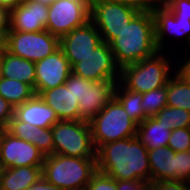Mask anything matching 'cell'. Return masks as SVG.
Returning <instances> with one entry per match:
<instances>
[{
	"label": "cell",
	"mask_w": 190,
	"mask_h": 190,
	"mask_svg": "<svg viewBox=\"0 0 190 190\" xmlns=\"http://www.w3.org/2000/svg\"><path fill=\"white\" fill-rule=\"evenodd\" d=\"M14 117L22 122L41 128H50L59 121L55 111L40 95H34L23 104L14 107Z\"/></svg>",
	"instance_id": "obj_18"
},
{
	"label": "cell",
	"mask_w": 190,
	"mask_h": 190,
	"mask_svg": "<svg viewBox=\"0 0 190 190\" xmlns=\"http://www.w3.org/2000/svg\"><path fill=\"white\" fill-rule=\"evenodd\" d=\"M10 134L35 145L45 156L54 154L52 129L17 120L14 116L5 128Z\"/></svg>",
	"instance_id": "obj_19"
},
{
	"label": "cell",
	"mask_w": 190,
	"mask_h": 190,
	"mask_svg": "<svg viewBox=\"0 0 190 190\" xmlns=\"http://www.w3.org/2000/svg\"><path fill=\"white\" fill-rule=\"evenodd\" d=\"M167 8L174 13L175 17H182L190 20V0L172 1Z\"/></svg>",
	"instance_id": "obj_33"
},
{
	"label": "cell",
	"mask_w": 190,
	"mask_h": 190,
	"mask_svg": "<svg viewBox=\"0 0 190 190\" xmlns=\"http://www.w3.org/2000/svg\"><path fill=\"white\" fill-rule=\"evenodd\" d=\"M34 95V89L26 83L4 77L0 79V96L14 107L23 104Z\"/></svg>",
	"instance_id": "obj_26"
},
{
	"label": "cell",
	"mask_w": 190,
	"mask_h": 190,
	"mask_svg": "<svg viewBox=\"0 0 190 190\" xmlns=\"http://www.w3.org/2000/svg\"><path fill=\"white\" fill-rule=\"evenodd\" d=\"M167 106L190 111V84L176 72L167 82Z\"/></svg>",
	"instance_id": "obj_25"
},
{
	"label": "cell",
	"mask_w": 190,
	"mask_h": 190,
	"mask_svg": "<svg viewBox=\"0 0 190 190\" xmlns=\"http://www.w3.org/2000/svg\"><path fill=\"white\" fill-rule=\"evenodd\" d=\"M26 190H63L53 184H50L43 177H41L35 184Z\"/></svg>",
	"instance_id": "obj_40"
},
{
	"label": "cell",
	"mask_w": 190,
	"mask_h": 190,
	"mask_svg": "<svg viewBox=\"0 0 190 190\" xmlns=\"http://www.w3.org/2000/svg\"><path fill=\"white\" fill-rule=\"evenodd\" d=\"M92 3H78L71 0H56L48 6L46 30L59 38L90 21Z\"/></svg>",
	"instance_id": "obj_9"
},
{
	"label": "cell",
	"mask_w": 190,
	"mask_h": 190,
	"mask_svg": "<svg viewBox=\"0 0 190 190\" xmlns=\"http://www.w3.org/2000/svg\"><path fill=\"white\" fill-rule=\"evenodd\" d=\"M33 1L42 3V4L47 5V6H50V5L53 4L56 0H33Z\"/></svg>",
	"instance_id": "obj_44"
},
{
	"label": "cell",
	"mask_w": 190,
	"mask_h": 190,
	"mask_svg": "<svg viewBox=\"0 0 190 190\" xmlns=\"http://www.w3.org/2000/svg\"><path fill=\"white\" fill-rule=\"evenodd\" d=\"M118 2L124 3L131 6L138 11H151L154 6L148 0H116Z\"/></svg>",
	"instance_id": "obj_37"
},
{
	"label": "cell",
	"mask_w": 190,
	"mask_h": 190,
	"mask_svg": "<svg viewBox=\"0 0 190 190\" xmlns=\"http://www.w3.org/2000/svg\"><path fill=\"white\" fill-rule=\"evenodd\" d=\"M2 77L19 80L35 91V62L13 55L7 50L1 58Z\"/></svg>",
	"instance_id": "obj_22"
},
{
	"label": "cell",
	"mask_w": 190,
	"mask_h": 190,
	"mask_svg": "<svg viewBox=\"0 0 190 190\" xmlns=\"http://www.w3.org/2000/svg\"><path fill=\"white\" fill-rule=\"evenodd\" d=\"M152 13H153L154 24H155V41H156V45L158 49L160 51H165L169 53L171 50V53H173L175 52L176 49H174V47L173 49L172 48L169 49L171 46L170 44L173 41H175L180 47L182 43L180 44L179 41L181 39L182 40L184 39L185 42H187L186 44L187 45L186 47H188L187 52H189L190 51V20L182 18V17H175L174 13L165 6H155L152 9ZM167 41L169 42L167 43Z\"/></svg>",
	"instance_id": "obj_10"
},
{
	"label": "cell",
	"mask_w": 190,
	"mask_h": 190,
	"mask_svg": "<svg viewBox=\"0 0 190 190\" xmlns=\"http://www.w3.org/2000/svg\"><path fill=\"white\" fill-rule=\"evenodd\" d=\"M54 154L96 158L91 127L84 120H59L52 127Z\"/></svg>",
	"instance_id": "obj_6"
},
{
	"label": "cell",
	"mask_w": 190,
	"mask_h": 190,
	"mask_svg": "<svg viewBox=\"0 0 190 190\" xmlns=\"http://www.w3.org/2000/svg\"><path fill=\"white\" fill-rule=\"evenodd\" d=\"M141 106L147 117H153L167 106V85L143 93Z\"/></svg>",
	"instance_id": "obj_28"
},
{
	"label": "cell",
	"mask_w": 190,
	"mask_h": 190,
	"mask_svg": "<svg viewBox=\"0 0 190 190\" xmlns=\"http://www.w3.org/2000/svg\"><path fill=\"white\" fill-rule=\"evenodd\" d=\"M109 46L120 68L157 53L152 10L140 11Z\"/></svg>",
	"instance_id": "obj_2"
},
{
	"label": "cell",
	"mask_w": 190,
	"mask_h": 190,
	"mask_svg": "<svg viewBox=\"0 0 190 190\" xmlns=\"http://www.w3.org/2000/svg\"><path fill=\"white\" fill-rule=\"evenodd\" d=\"M96 163L98 171L115 180L151 182L148 150L136 136L101 145Z\"/></svg>",
	"instance_id": "obj_1"
},
{
	"label": "cell",
	"mask_w": 190,
	"mask_h": 190,
	"mask_svg": "<svg viewBox=\"0 0 190 190\" xmlns=\"http://www.w3.org/2000/svg\"><path fill=\"white\" fill-rule=\"evenodd\" d=\"M154 7L164 6V0H148Z\"/></svg>",
	"instance_id": "obj_43"
},
{
	"label": "cell",
	"mask_w": 190,
	"mask_h": 190,
	"mask_svg": "<svg viewBox=\"0 0 190 190\" xmlns=\"http://www.w3.org/2000/svg\"><path fill=\"white\" fill-rule=\"evenodd\" d=\"M169 54L159 50L151 57L122 67L119 82L126 89L142 94L166 86L176 72L172 63L176 61V54L171 53V57Z\"/></svg>",
	"instance_id": "obj_3"
},
{
	"label": "cell",
	"mask_w": 190,
	"mask_h": 190,
	"mask_svg": "<svg viewBox=\"0 0 190 190\" xmlns=\"http://www.w3.org/2000/svg\"><path fill=\"white\" fill-rule=\"evenodd\" d=\"M139 12L116 0H93L89 16L102 41L110 44Z\"/></svg>",
	"instance_id": "obj_7"
},
{
	"label": "cell",
	"mask_w": 190,
	"mask_h": 190,
	"mask_svg": "<svg viewBox=\"0 0 190 190\" xmlns=\"http://www.w3.org/2000/svg\"><path fill=\"white\" fill-rule=\"evenodd\" d=\"M42 177V166L2 168L0 190H26Z\"/></svg>",
	"instance_id": "obj_21"
},
{
	"label": "cell",
	"mask_w": 190,
	"mask_h": 190,
	"mask_svg": "<svg viewBox=\"0 0 190 190\" xmlns=\"http://www.w3.org/2000/svg\"><path fill=\"white\" fill-rule=\"evenodd\" d=\"M60 47V38L47 30L38 32L8 31L6 49L13 55L37 62Z\"/></svg>",
	"instance_id": "obj_8"
},
{
	"label": "cell",
	"mask_w": 190,
	"mask_h": 190,
	"mask_svg": "<svg viewBox=\"0 0 190 190\" xmlns=\"http://www.w3.org/2000/svg\"><path fill=\"white\" fill-rule=\"evenodd\" d=\"M2 78V68H1V59H0V79Z\"/></svg>",
	"instance_id": "obj_47"
},
{
	"label": "cell",
	"mask_w": 190,
	"mask_h": 190,
	"mask_svg": "<svg viewBox=\"0 0 190 190\" xmlns=\"http://www.w3.org/2000/svg\"><path fill=\"white\" fill-rule=\"evenodd\" d=\"M172 1L175 0H164V6L167 7Z\"/></svg>",
	"instance_id": "obj_46"
},
{
	"label": "cell",
	"mask_w": 190,
	"mask_h": 190,
	"mask_svg": "<svg viewBox=\"0 0 190 190\" xmlns=\"http://www.w3.org/2000/svg\"><path fill=\"white\" fill-rule=\"evenodd\" d=\"M35 73V94L39 95L43 90L64 84L72 73V67L59 47L51 55L35 62Z\"/></svg>",
	"instance_id": "obj_13"
},
{
	"label": "cell",
	"mask_w": 190,
	"mask_h": 190,
	"mask_svg": "<svg viewBox=\"0 0 190 190\" xmlns=\"http://www.w3.org/2000/svg\"><path fill=\"white\" fill-rule=\"evenodd\" d=\"M20 3V0H0V6L7 8L9 11H11Z\"/></svg>",
	"instance_id": "obj_41"
},
{
	"label": "cell",
	"mask_w": 190,
	"mask_h": 190,
	"mask_svg": "<svg viewBox=\"0 0 190 190\" xmlns=\"http://www.w3.org/2000/svg\"><path fill=\"white\" fill-rule=\"evenodd\" d=\"M89 124L96 150L103 144L135 137L138 126L130 119L115 97L106 104Z\"/></svg>",
	"instance_id": "obj_5"
},
{
	"label": "cell",
	"mask_w": 190,
	"mask_h": 190,
	"mask_svg": "<svg viewBox=\"0 0 190 190\" xmlns=\"http://www.w3.org/2000/svg\"><path fill=\"white\" fill-rule=\"evenodd\" d=\"M119 80L84 79L83 103H79V120L90 122L114 97Z\"/></svg>",
	"instance_id": "obj_15"
},
{
	"label": "cell",
	"mask_w": 190,
	"mask_h": 190,
	"mask_svg": "<svg viewBox=\"0 0 190 190\" xmlns=\"http://www.w3.org/2000/svg\"><path fill=\"white\" fill-rule=\"evenodd\" d=\"M190 175V150L176 152V180L186 181Z\"/></svg>",
	"instance_id": "obj_31"
},
{
	"label": "cell",
	"mask_w": 190,
	"mask_h": 190,
	"mask_svg": "<svg viewBox=\"0 0 190 190\" xmlns=\"http://www.w3.org/2000/svg\"><path fill=\"white\" fill-rule=\"evenodd\" d=\"M114 97L123 106L126 113L137 125L143 122L148 117L142 108L143 94L126 89L120 82L115 88Z\"/></svg>",
	"instance_id": "obj_24"
},
{
	"label": "cell",
	"mask_w": 190,
	"mask_h": 190,
	"mask_svg": "<svg viewBox=\"0 0 190 190\" xmlns=\"http://www.w3.org/2000/svg\"><path fill=\"white\" fill-rule=\"evenodd\" d=\"M45 155L32 143L0 129V165L2 168L42 166Z\"/></svg>",
	"instance_id": "obj_12"
},
{
	"label": "cell",
	"mask_w": 190,
	"mask_h": 190,
	"mask_svg": "<svg viewBox=\"0 0 190 190\" xmlns=\"http://www.w3.org/2000/svg\"><path fill=\"white\" fill-rule=\"evenodd\" d=\"M73 94L79 103H83L84 78L73 73Z\"/></svg>",
	"instance_id": "obj_38"
},
{
	"label": "cell",
	"mask_w": 190,
	"mask_h": 190,
	"mask_svg": "<svg viewBox=\"0 0 190 190\" xmlns=\"http://www.w3.org/2000/svg\"><path fill=\"white\" fill-rule=\"evenodd\" d=\"M6 36L7 35H0V59L3 57L6 49Z\"/></svg>",
	"instance_id": "obj_42"
},
{
	"label": "cell",
	"mask_w": 190,
	"mask_h": 190,
	"mask_svg": "<svg viewBox=\"0 0 190 190\" xmlns=\"http://www.w3.org/2000/svg\"><path fill=\"white\" fill-rule=\"evenodd\" d=\"M151 182L138 180H117V190H150Z\"/></svg>",
	"instance_id": "obj_35"
},
{
	"label": "cell",
	"mask_w": 190,
	"mask_h": 190,
	"mask_svg": "<svg viewBox=\"0 0 190 190\" xmlns=\"http://www.w3.org/2000/svg\"><path fill=\"white\" fill-rule=\"evenodd\" d=\"M120 71L121 68L116 64L111 48L105 41L72 67V73L93 82L120 80Z\"/></svg>",
	"instance_id": "obj_11"
},
{
	"label": "cell",
	"mask_w": 190,
	"mask_h": 190,
	"mask_svg": "<svg viewBox=\"0 0 190 190\" xmlns=\"http://www.w3.org/2000/svg\"><path fill=\"white\" fill-rule=\"evenodd\" d=\"M39 95L55 111L59 120H79V102L73 94V73L64 84L43 90Z\"/></svg>",
	"instance_id": "obj_17"
},
{
	"label": "cell",
	"mask_w": 190,
	"mask_h": 190,
	"mask_svg": "<svg viewBox=\"0 0 190 190\" xmlns=\"http://www.w3.org/2000/svg\"><path fill=\"white\" fill-rule=\"evenodd\" d=\"M150 190H190V185L182 180L161 181L151 183Z\"/></svg>",
	"instance_id": "obj_32"
},
{
	"label": "cell",
	"mask_w": 190,
	"mask_h": 190,
	"mask_svg": "<svg viewBox=\"0 0 190 190\" xmlns=\"http://www.w3.org/2000/svg\"><path fill=\"white\" fill-rule=\"evenodd\" d=\"M101 42L102 38L96 26L88 21L84 26L60 37V48L73 67L81 58L91 54Z\"/></svg>",
	"instance_id": "obj_14"
},
{
	"label": "cell",
	"mask_w": 190,
	"mask_h": 190,
	"mask_svg": "<svg viewBox=\"0 0 190 190\" xmlns=\"http://www.w3.org/2000/svg\"><path fill=\"white\" fill-rule=\"evenodd\" d=\"M10 29V11L0 6V35H7Z\"/></svg>",
	"instance_id": "obj_39"
},
{
	"label": "cell",
	"mask_w": 190,
	"mask_h": 190,
	"mask_svg": "<svg viewBox=\"0 0 190 190\" xmlns=\"http://www.w3.org/2000/svg\"><path fill=\"white\" fill-rule=\"evenodd\" d=\"M170 136L171 129L158 123L154 117H148L137 126L136 137L148 151L158 147H167Z\"/></svg>",
	"instance_id": "obj_23"
},
{
	"label": "cell",
	"mask_w": 190,
	"mask_h": 190,
	"mask_svg": "<svg viewBox=\"0 0 190 190\" xmlns=\"http://www.w3.org/2000/svg\"><path fill=\"white\" fill-rule=\"evenodd\" d=\"M167 147L171 148L174 152L189 151L190 127L172 129Z\"/></svg>",
	"instance_id": "obj_29"
},
{
	"label": "cell",
	"mask_w": 190,
	"mask_h": 190,
	"mask_svg": "<svg viewBox=\"0 0 190 190\" xmlns=\"http://www.w3.org/2000/svg\"><path fill=\"white\" fill-rule=\"evenodd\" d=\"M186 182L190 185V175L189 178L186 180Z\"/></svg>",
	"instance_id": "obj_48"
},
{
	"label": "cell",
	"mask_w": 190,
	"mask_h": 190,
	"mask_svg": "<svg viewBox=\"0 0 190 190\" xmlns=\"http://www.w3.org/2000/svg\"><path fill=\"white\" fill-rule=\"evenodd\" d=\"M84 190H117V180L97 170Z\"/></svg>",
	"instance_id": "obj_30"
},
{
	"label": "cell",
	"mask_w": 190,
	"mask_h": 190,
	"mask_svg": "<svg viewBox=\"0 0 190 190\" xmlns=\"http://www.w3.org/2000/svg\"><path fill=\"white\" fill-rule=\"evenodd\" d=\"M71 1L78 2V3H92L93 2V0H71Z\"/></svg>",
	"instance_id": "obj_45"
},
{
	"label": "cell",
	"mask_w": 190,
	"mask_h": 190,
	"mask_svg": "<svg viewBox=\"0 0 190 190\" xmlns=\"http://www.w3.org/2000/svg\"><path fill=\"white\" fill-rule=\"evenodd\" d=\"M48 6L33 0L18 4L10 11V29L17 32L46 30Z\"/></svg>",
	"instance_id": "obj_16"
},
{
	"label": "cell",
	"mask_w": 190,
	"mask_h": 190,
	"mask_svg": "<svg viewBox=\"0 0 190 190\" xmlns=\"http://www.w3.org/2000/svg\"><path fill=\"white\" fill-rule=\"evenodd\" d=\"M153 117L171 130L190 127V111L178 107L166 106Z\"/></svg>",
	"instance_id": "obj_27"
},
{
	"label": "cell",
	"mask_w": 190,
	"mask_h": 190,
	"mask_svg": "<svg viewBox=\"0 0 190 190\" xmlns=\"http://www.w3.org/2000/svg\"><path fill=\"white\" fill-rule=\"evenodd\" d=\"M151 183L176 180V152L169 147L148 151Z\"/></svg>",
	"instance_id": "obj_20"
},
{
	"label": "cell",
	"mask_w": 190,
	"mask_h": 190,
	"mask_svg": "<svg viewBox=\"0 0 190 190\" xmlns=\"http://www.w3.org/2000/svg\"><path fill=\"white\" fill-rule=\"evenodd\" d=\"M185 55H186V53H184V58L185 59H183V60H181L180 62L181 63H179V62H175L174 64H176V63H178V64H176V66L177 67H175L176 68V73L178 74V75H180L187 83H189L190 84V52L189 53H187V56L185 57ZM189 55V56H188Z\"/></svg>",
	"instance_id": "obj_36"
},
{
	"label": "cell",
	"mask_w": 190,
	"mask_h": 190,
	"mask_svg": "<svg viewBox=\"0 0 190 190\" xmlns=\"http://www.w3.org/2000/svg\"><path fill=\"white\" fill-rule=\"evenodd\" d=\"M14 116V106L0 96V129H5Z\"/></svg>",
	"instance_id": "obj_34"
},
{
	"label": "cell",
	"mask_w": 190,
	"mask_h": 190,
	"mask_svg": "<svg viewBox=\"0 0 190 190\" xmlns=\"http://www.w3.org/2000/svg\"><path fill=\"white\" fill-rule=\"evenodd\" d=\"M97 171L96 158L47 155L42 165V177L63 190H84Z\"/></svg>",
	"instance_id": "obj_4"
}]
</instances>
